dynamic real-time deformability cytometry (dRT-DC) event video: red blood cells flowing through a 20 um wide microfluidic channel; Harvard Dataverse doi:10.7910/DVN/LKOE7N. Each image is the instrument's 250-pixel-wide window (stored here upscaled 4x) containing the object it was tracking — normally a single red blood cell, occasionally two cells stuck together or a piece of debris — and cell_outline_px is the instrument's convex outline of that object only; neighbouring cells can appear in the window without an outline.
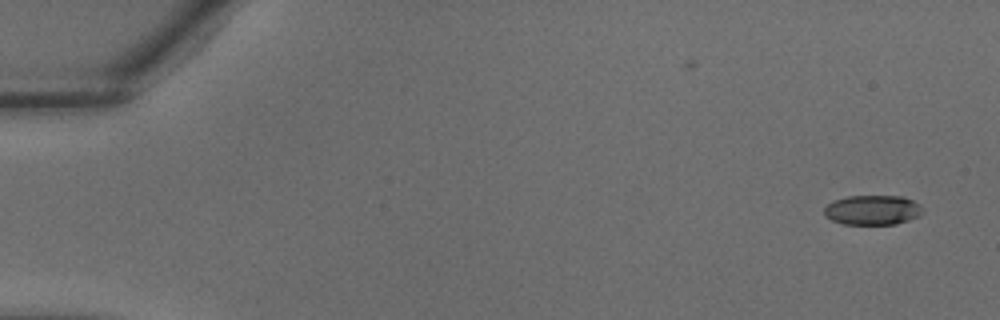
{"species": "common noctule bat (a hibernating species)", "species_latin": "Nyctalus noctula", "temperature_condition": "warm", "stored_images_in_passage": 37, "camera_frame_rate_fps": 3000, "um_per_image_px": 0.085, "animal": {"sex": "male", "body_mass_g": 18.8}, "frame": {"image": 1, "passage_image": 1, "time_ms": 0.0, "image_size_px": [1000, 320], "cell_outline_px": [[924, 212], [920, 216], [896, 224], [844, 224], [832, 220], [824, 216], [824, 208], [832, 200], [848, 196], [904, 196], [920, 204], [924, 208]], "centroid_in_image_um": [74.19, 17.84], "position_along_channel_um": 10.8, "area_um2": 17.28}}
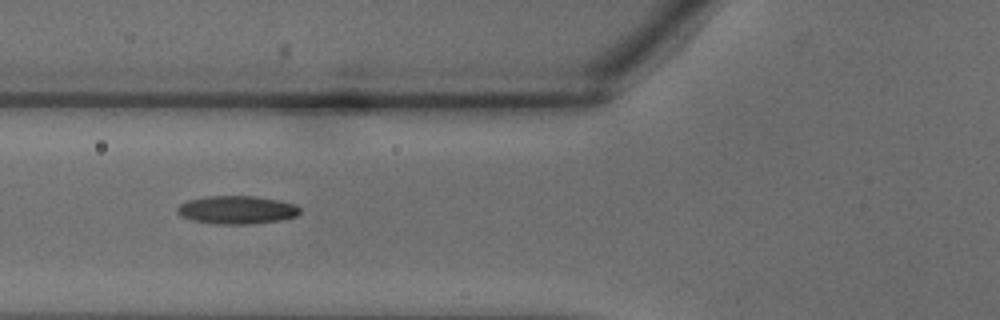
{"frame": {"image": 2, "passage_image": 14, "time_ms": 4.333, "image_size_px": [1000, 320], "cell_outline_px": [[300, 212], [296, 216], [280, 220], [248, 224], [216, 224], [192, 220], [180, 216], [176, 212], [176, 208], [180, 204], [188, 200], [208, 196], [256, 196], [280, 200], [296, 204], [300, 208]], "centroid_in_image_um": [20.13, 17.83], "position_along_channel_um": 105.7, "area_um2": 20.23}}
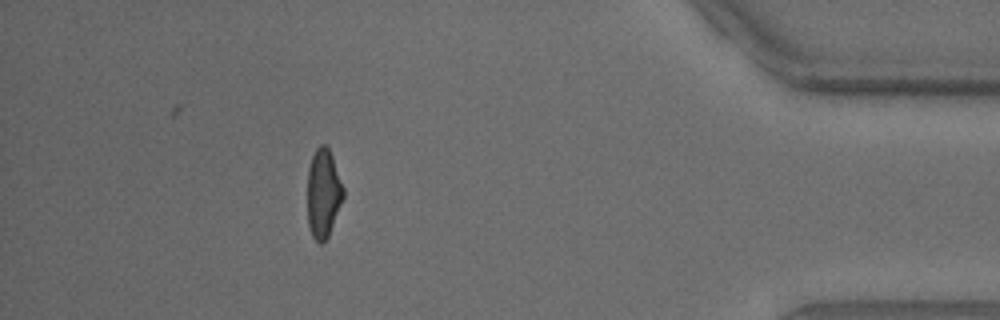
{"frame": {"image": 3, "passage_image": 33, "time_ms": 10.667, "image_size_px": [1000, 320], "cell_outline_px": [[344, 196], [328, 236], [324, 244], [320, 244], [312, 236], [308, 224], [308, 168], [312, 156], [316, 148], [320, 144], [324, 144], [328, 148], [332, 156], [344, 188]], "centroid_in_image_um": [27.48, 16.44], "position_along_channel_um": 407.7, "area_um2": 18.5}}